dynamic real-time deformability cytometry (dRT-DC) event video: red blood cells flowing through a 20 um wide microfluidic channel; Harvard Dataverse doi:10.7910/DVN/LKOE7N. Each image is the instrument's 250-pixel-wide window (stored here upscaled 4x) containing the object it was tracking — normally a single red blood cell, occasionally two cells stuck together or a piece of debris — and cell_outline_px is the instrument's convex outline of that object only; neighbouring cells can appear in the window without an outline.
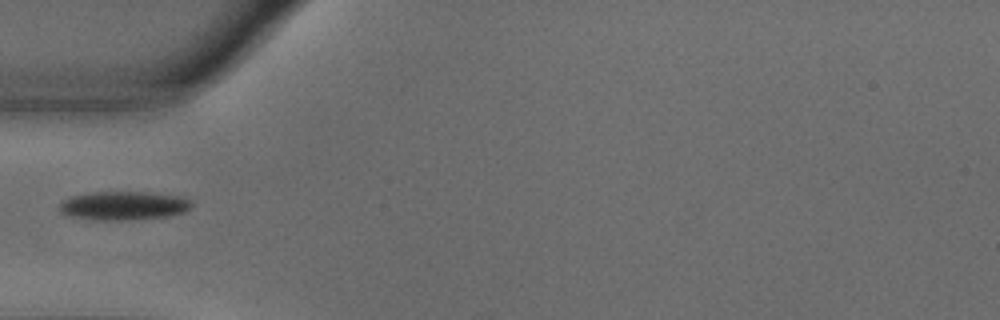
{"species": "common noctule bat (a hibernating species)", "species_latin": "Nyctalus noctula", "temperature_condition": "warm", "stored_images_in_passage": 35, "camera_frame_rate_fps": 3000, "um_per_image_px": 0.085, "animal": {"sex": "male", "body_mass_g": 18.8}, "frame": {"image": 1, "passage_image": 1, "time_ms": 0.0, "image_size_px": [1000, 320], "cell_outline_px": [[192, 204], [184, 212], [164, 216], [128, 220], [96, 220], [68, 216], [60, 212], [60, 204], [64, 200], [72, 196], [92, 192], [148, 192], [184, 196]], "centroid_in_image_um": [10.48, 17.47], "position_along_channel_um": 74.5, "area_um2": 21.96}}
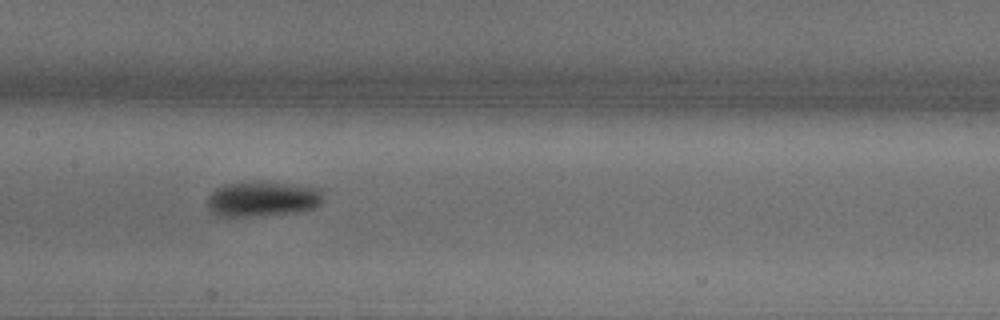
{"frame": {"image": 2, "passage_image": 10, "time_ms": 3.0, "image_size_px": [1000, 320], "cell_outline_px": [[324, 188], [320, 204], [312, 208], [296, 212], [252, 216], [216, 216], [208, 208], [208, 200], [212, 192], [216, 188], [224, 184], [256, 180], [260, 180]], "centroid_in_image_um": [22.32, 16.88], "position_along_channel_um": 185.1, "area_um2": 24.04}}
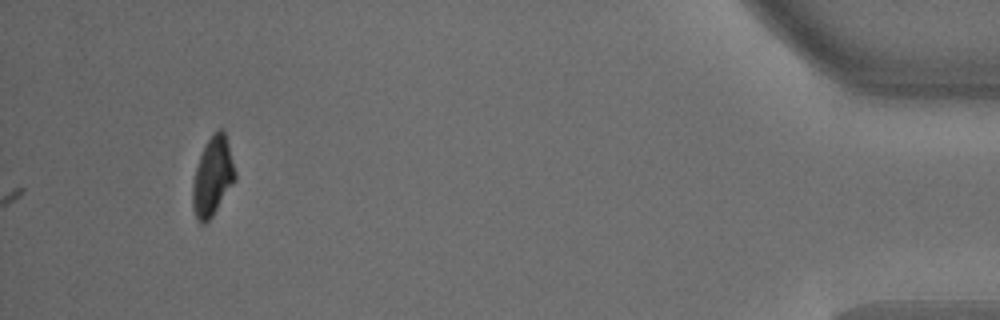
{"frame": {"image": 3, "passage_image": 35, "time_ms": 11.333, "image_size_px": [1000, 320], "cell_outline_px": [[236, 180], [212, 216], [204, 224], [200, 224], [196, 220], [192, 208], [192, 184], [196, 168], [200, 156], [212, 132], [216, 128], [224, 128], [236, 172]], "centroid_in_image_um": [18.07, 15.0], "position_along_channel_um": 417.1, "area_um2": 19.71}}